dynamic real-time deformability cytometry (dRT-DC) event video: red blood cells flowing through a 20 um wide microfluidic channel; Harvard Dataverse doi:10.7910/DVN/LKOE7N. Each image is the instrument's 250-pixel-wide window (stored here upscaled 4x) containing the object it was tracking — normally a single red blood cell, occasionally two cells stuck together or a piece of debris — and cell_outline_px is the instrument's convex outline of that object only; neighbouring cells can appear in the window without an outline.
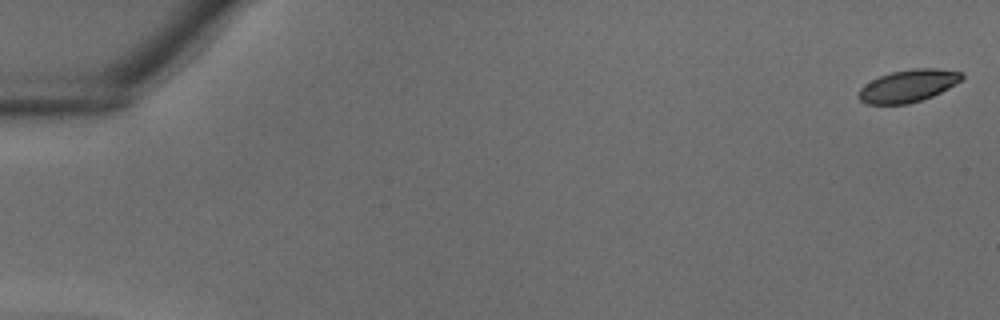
{"species": "common noctule bat (a hibernating species)", "species_latin": "Nyctalus noctula", "temperature_condition": "warm", "stored_images_in_passage": 39, "camera_frame_rate_fps": 3000, "um_per_image_px": 0.085, "animal": {"sex": "male", "body_mass_g": 18.8}, "frame": {"image": 1, "passage_image": 1, "time_ms": 0.0, "image_size_px": [1000, 320], "cell_outline_px": [[964, 76], [960, 80], [948, 88], [932, 96], [908, 104], [864, 104], [860, 100], [860, 88], [864, 84], [880, 76], [892, 72], [912, 68], [936, 68], [960, 72]], "centroid_in_image_um": [77.17, 7.29], "position_along_channel_um": 7.8, "area_um2": 19.19}}
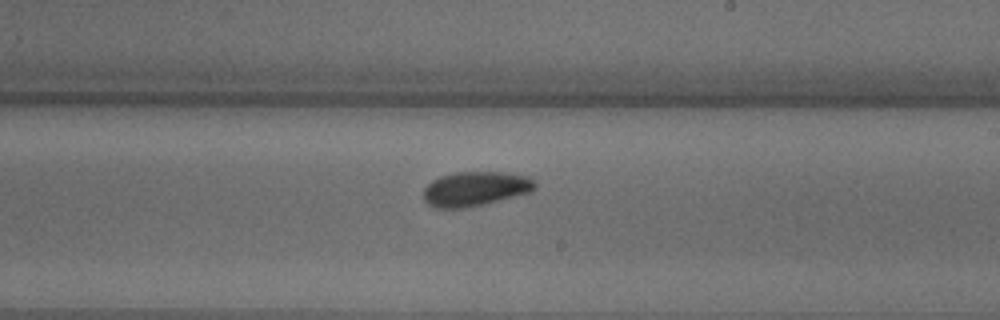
{"frame": {"image": 2, "passage_image": 24, "time_ms": 7.667, "image_size_px": [1000, 320], "cell_outline_px": [[536, 188], [532, 192], [488, 204], [464, 208], [436, 208], [428, 204], [424, 200], [424, 188], [432, 180], [440, 176], [456, 172], [500, 172], [528, 176], [536, 184]], "centroid_in_image_um": [40.42, 16.06], "position_along_channel_um": 248.6, "area_um2": 22.66}}
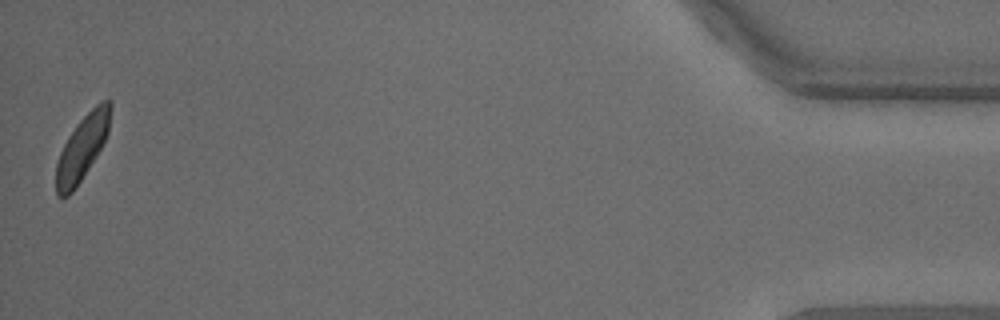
{"frame": {"image": 3, "passage_image": 39, "time_ms": 12.667, "image_size_px": [1000, 320], "cell_outline_px": [[112, 108], [108, 132], [96, 156], [72, 192], [68, 196], [56, 196], [56, 164], [60, 152], [68, 136], [76, 124], [96, 104], [104, 100], [112, 100]], "centroid_in_image_um": [6.99, 12.53], "position_along_channel_um": 428.2, "area_um2": 20.17}}